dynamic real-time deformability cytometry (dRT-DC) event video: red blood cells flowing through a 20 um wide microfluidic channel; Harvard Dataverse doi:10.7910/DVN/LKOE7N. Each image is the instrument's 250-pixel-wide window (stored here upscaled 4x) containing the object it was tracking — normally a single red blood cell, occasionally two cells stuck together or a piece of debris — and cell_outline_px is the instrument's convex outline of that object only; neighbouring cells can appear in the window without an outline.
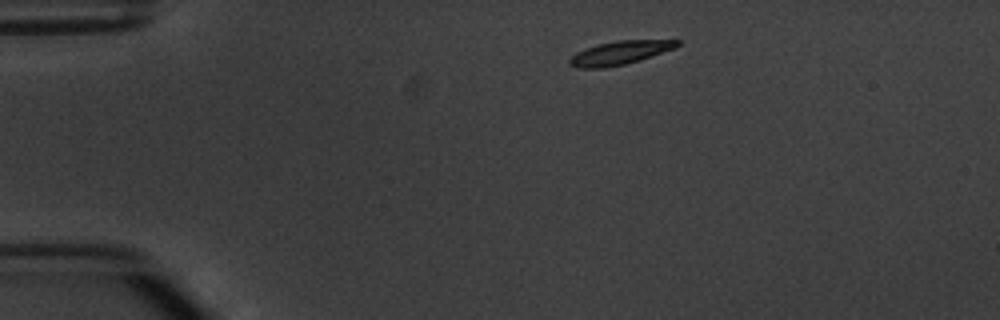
{"species": "common noctule bat (a hibernating species)", "species_latin": "Nyctalus noctula", "temperature_condition": "warm", "stored_images_in_passage": 4, "camera_frame_rate_fps": 3000, "um_per_image_px": 0.085, "animal": {"sex": "male", "body_mass_g": 20.1, "forearm_length_mm": 53.5}, "frame": {"image": 1, "passage_image": 1, "time_ms": 0.0, "image_size_px": [1000, 320], "cell_outline_px": [[680, 44], [676, 48], [640, 60], [624, 64], [604, 68], [580, 68], [568, 64], [568, 60], [576, 52], [596, 44], [616, 40], [680, 40]], "centroid_in_image_um": [52.68, 4.48], "position_along_channel_um": 32.3, "area_um2": 14.85}}
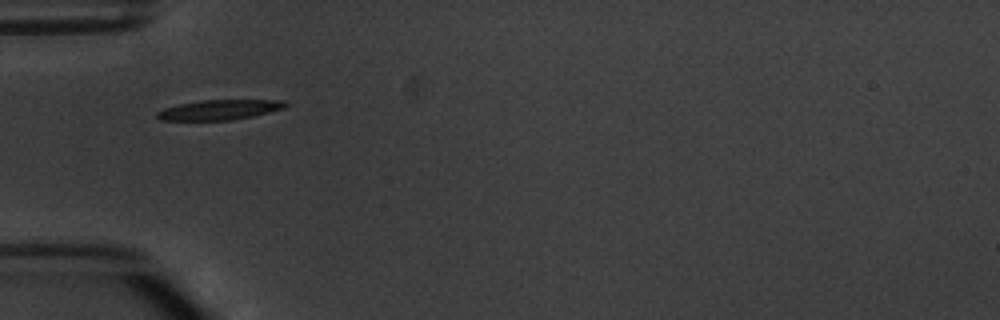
{"frame": {"image": 2, "passage_image": 3, "time_ms": 2.333, "image_size_px": [1000, 320], "cell_outline_px": [[288, 104], [284, 108], [252, 116], [232, 120], [160, 120], [156, 116], [156, 112], [164, 108], [180, 104], [200, 100], [284, 100]], "centroid_in_image_um": [18.63, 9.33], "position_along_channel_um": 66.4, "area_um2": 14.85}}